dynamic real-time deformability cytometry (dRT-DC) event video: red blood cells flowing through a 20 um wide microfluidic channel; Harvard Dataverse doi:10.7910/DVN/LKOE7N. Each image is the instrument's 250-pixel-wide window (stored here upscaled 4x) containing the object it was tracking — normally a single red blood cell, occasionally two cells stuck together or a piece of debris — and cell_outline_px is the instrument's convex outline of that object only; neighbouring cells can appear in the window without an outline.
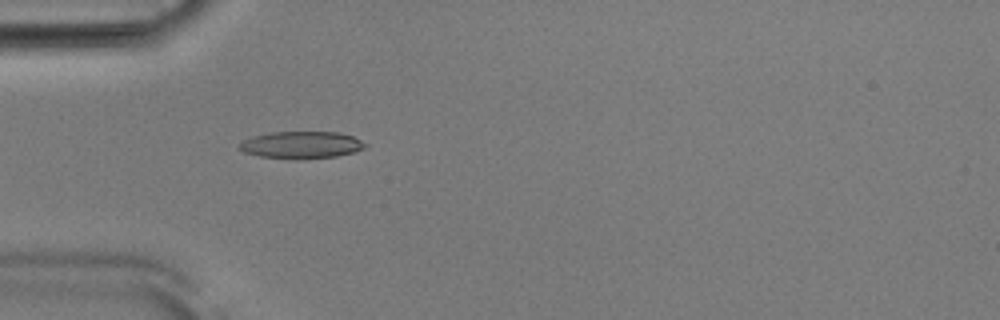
{"species": "Egyptian fruit bat (a non-hibernating species)", "species_latin": "Rousettus aegyptiacus", "temperature_condition": "room temperature", "stored_images_in_passage": 52, "camera_frame_rate_fps": 3000, "um_per_image_px": 0.085, "animal": {"sex": "male"}, "frame": {"image": 1, "passage_image": 16, "time_ms": 5.0, "image_size_px": [1000, 320], "cell_outline_px": [[368, 144], [364, 148], [352, 152], [336, 156], [260, 156], [244, 152], [240, 148], [240, 144], [244, 140], [252, 136], [272, 132], [340, 132], [352, 136]], "centroid_in_image_um": [25.65, 12.26], "position_along_channel_um": 59.4, "area_um2": 18.73}}
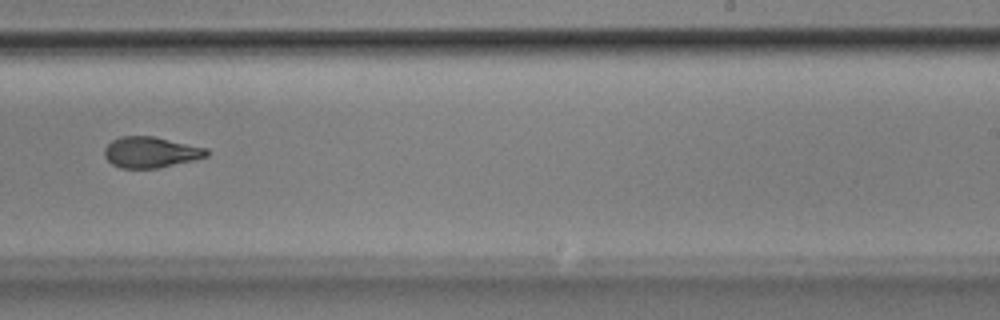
{"frame": {"image": 2, "passage_image": 33, "time_ms": 10.667, "image_size_px": [1000, 320], "cell_outline_px": [[208, 156], [160, 168], [120, 168], [112, 164], [104, 156], [104, 148], [112, 140], [120, 136], [156, 136], [208, 148]], "centroid_in_image_um": [12.81, 12.93], "position_along_channel_um": 276.2, "area_um2": 18.55}}
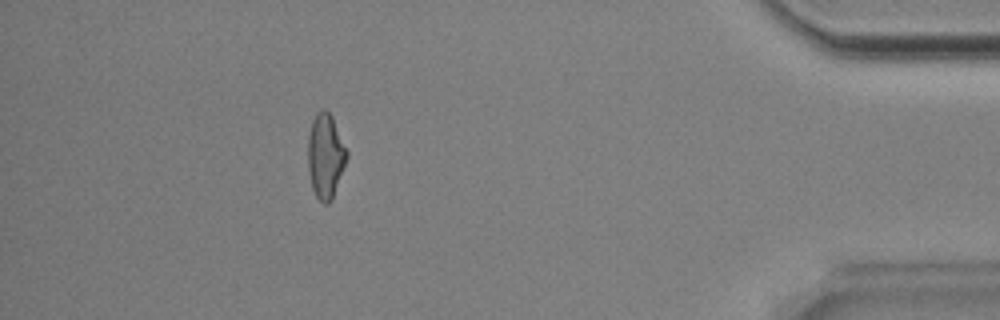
{"frame": {"image": 3, "passage_image": 47, "time_ms": 15.333, "image_size_px": [1000, 320], "cell_outline_px": [[348, 156], [332, 200], [328, 204], [324, 204], [316, 196], [312, 188], [308, 168], [308, 136], [312, 120], [316, 112], [324, 108], [332, 116], [348, 152]], "centroid_in_image_um": [27.66, 13.25], "position_along_channel_um": 407.5, "area_um2": 19.19}, "authors_computed_cell_mechanics": {"area_um2": 19.0162, "velocity_mm_per_s": 3.8888, "shape_relaxation_time_tau1_ms": 4.4114, "shape_relaxation_time_tau2_ms": 1.477, "deformation_change_tau1": 0.1841, "deformation_change_tau2": 0.0839}}